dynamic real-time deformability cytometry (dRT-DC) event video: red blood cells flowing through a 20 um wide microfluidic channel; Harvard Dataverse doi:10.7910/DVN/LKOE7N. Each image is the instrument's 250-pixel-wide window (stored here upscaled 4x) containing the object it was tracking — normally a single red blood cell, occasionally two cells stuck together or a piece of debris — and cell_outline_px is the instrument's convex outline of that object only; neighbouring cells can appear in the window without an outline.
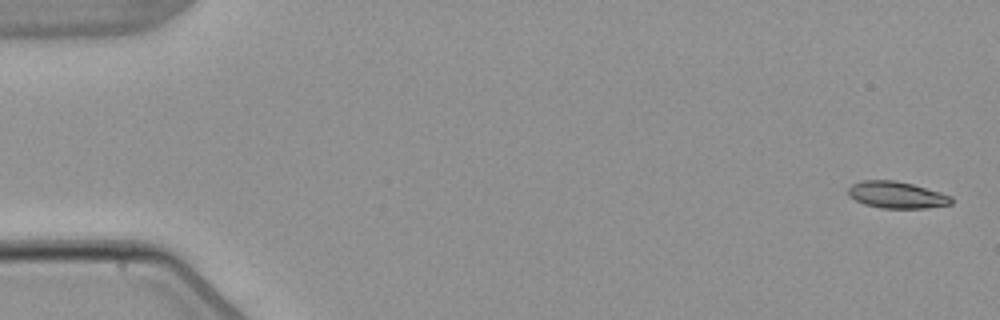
{"species": "common noctule bat (a hibernating species)", "species_latin": "Nyctalus noctula", "temperature_condition": "warm", "stored_images_in_passage": 5, "camera_frame_rate_fps": 3000, "um_per_image_px": 0.085, "animal": {"sex": "male", "body_mass_g": 21.5, "forearm_length_mm": 52.0}, "frame": {"image": 1, "passage_image": 1, "time_ms": 0.0, "image_size_px": [1000, 320], "cell_outline_px": [[952, 204], [924, 208], [880, 208], [864, 204], [848, 196], [848, 188], [852, 184], [860, 180], [896, 180], [912, 184], [940, 192], [952, 196]], "centroid_in_image_um": [76.19, 16.56], "position_along_channel_um": 8.8, "area_um2": 16.13}}
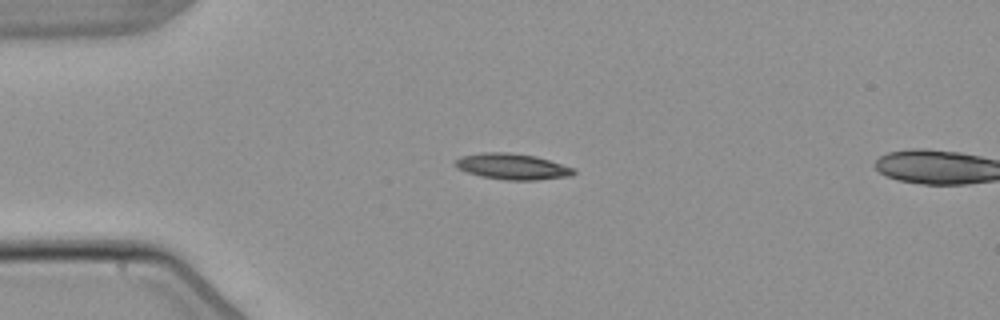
{"frame": {"image": 2, "passage_image": 4, "time_ms": 4.0, "image_size_px": [1000, 320], "cell_outline_px": [[576, 172], [572, 176], [536, 180], [504, 180], [480, 176], [468, 172], [460, 168], [456, 164], [456, 160], [460, 156], [484, 152], [508, 152], [536, 156], [572, 168]], "centroid_in_image_um": [43.56, 14.15], "position_along_channel_um": 41.4, "area_um2": 17.69}}